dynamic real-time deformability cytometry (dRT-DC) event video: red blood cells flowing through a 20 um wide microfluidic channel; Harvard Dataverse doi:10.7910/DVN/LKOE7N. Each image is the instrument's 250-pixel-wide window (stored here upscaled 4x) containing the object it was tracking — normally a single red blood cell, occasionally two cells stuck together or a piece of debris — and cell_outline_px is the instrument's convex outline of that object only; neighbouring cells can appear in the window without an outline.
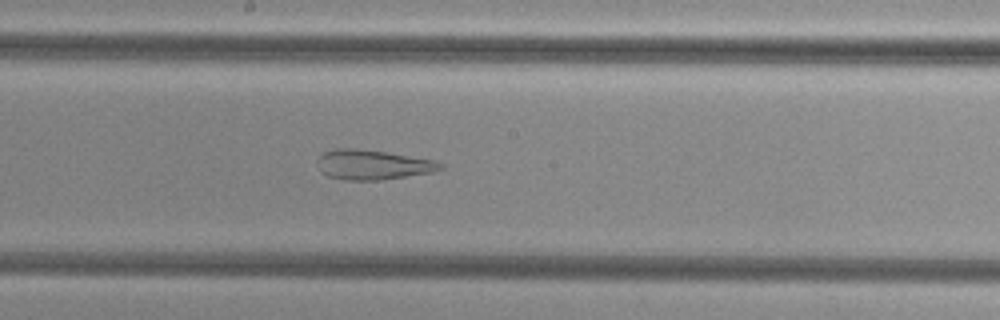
{"species": "common noctule bat (a hibernating species)", "species_latin": "Nyctalus noctula", "temperature_condition": "cold", "stored_images_in_passage": 50, "camera_frame_rate_fps": 3000, "um_per_image_px": 0.085, "animal": {"sex": "female", "body_mass_g": 29.2, "forearm_length_mm": 56.3}, "frame": {"image": 1, "passage_image": 27, "time_ms": 8.667, "image_size_px": [1000, 320], "cell_outline_px": [[444, 168], [432, 172], [380, 180], [344, 180], [328, 176], [320, 172], [316, 164], [316, 160], [324, 152], [336, 148], [356, 148], [384, 152], [432, 160], [444, 164]], "centroid_in_image_um": [31.62, 14.01], "position_along_channel_um": 216.6, "area_um2": 21.27}}
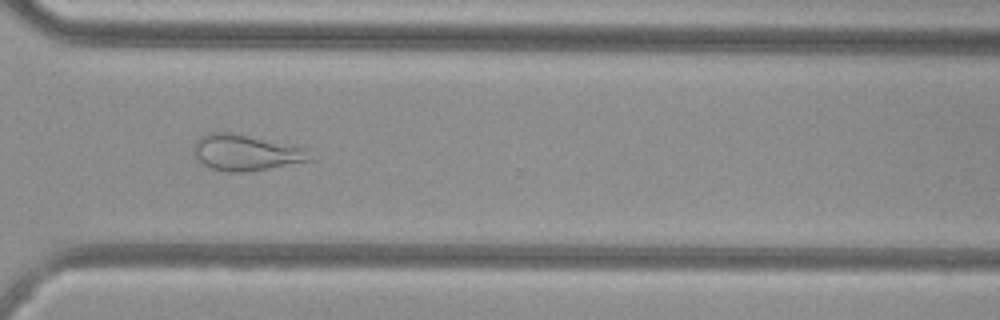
{"frame": {"image": 2, "passage_image": 37, "time_ms": 12.0, "image_size_px": [1000, 320], "cell_outline_px": [[316, 160], [244, 172], [228, 172], [212, 168], [200, 164], [192, 152], [192, 144], [200, 136], [212, 132], [232, 132], [308, 148]], "centroid_in_image_um": [20.9, 12.96], "position_along_channel_um": 349.7, "area_um2": 24.85}}
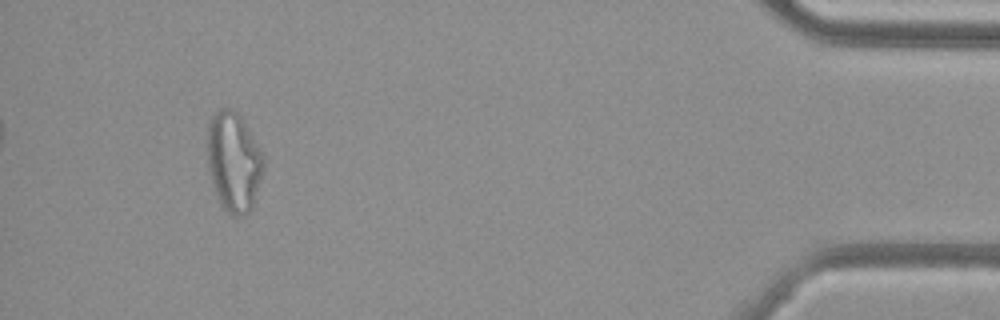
{"frame": {"image": 3, "passage_image": 47, "time_ms": 15.333, "image_size_px": [1000, 320], "cell_outline_px": [[264, 168], [252, 208], [244, 216], [232, 216], [220, 204], [212, 184], [208, 168], [208, 124], [212, 116], [220, 108], [232, 108], [240, 116], [264, 156]], "centroid_in_image_um": [19.86, 13.77], "position_along_channel_um": 415.3, "area_um2": 32.43}}